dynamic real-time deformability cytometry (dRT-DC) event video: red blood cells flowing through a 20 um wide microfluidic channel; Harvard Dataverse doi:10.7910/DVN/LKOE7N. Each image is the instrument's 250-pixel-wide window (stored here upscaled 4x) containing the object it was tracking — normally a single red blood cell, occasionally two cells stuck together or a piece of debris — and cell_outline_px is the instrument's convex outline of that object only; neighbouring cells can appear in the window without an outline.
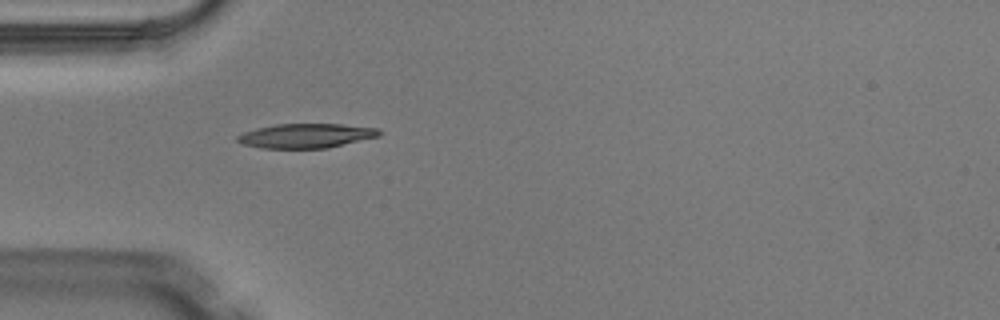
{"species": "Egyptian fruit bat (a non-hibernating species)", "species_latin": "Rousettus aegyptiacus", "temperature_condition": "warm", "stored_images_in_passage": 3, "camera_frame_rate_fps": 3000, "um_per_image_px": 0.085, "animal": {"sex": "male"}, "frame": {"image": 1, "passage_image": 3, "time_ms": 0.667, "image_size_px": [1000, 320], "cell_outline_px": [[380, 136], [328, 148], [264, 148], [244, 144], [236, 140], [236, 136], [244, 132], [256, 128], [276, 124], [340, 124], [380, 128]], "centroid_in_image_um": [26.04, 11.53], "position_along_channel_um": 59.0, "area_um2": 20.11}}